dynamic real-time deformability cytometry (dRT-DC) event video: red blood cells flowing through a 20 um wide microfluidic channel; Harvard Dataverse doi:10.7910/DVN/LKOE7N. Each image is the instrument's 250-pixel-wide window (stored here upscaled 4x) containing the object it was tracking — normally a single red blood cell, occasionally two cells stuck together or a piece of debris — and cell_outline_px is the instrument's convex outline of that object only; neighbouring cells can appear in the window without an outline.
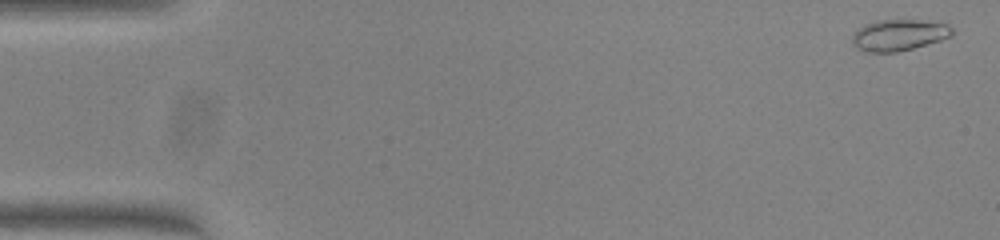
{"species": "common noctule bat (a hibernating species)", "species_latin": "Nyctalus noctula", "temperature_condition": "warm", "stored_images_in_passage": 50, "camera_frame_rate_fps": 3000, "um_per_image_px": 0.085, "animal": {"sex": "female", "body_mass_g": 23.0, "forearm_length_mm": 53.4}, "frame": {"image": 1, "passage_image": 1, "time_ms": 0.0, "image_size_px": [1000, 240], "cell_outline_px": [[952, 36], [940, 40], [912, 48], [896, 52], [864, 52], [856, 48], [852, 44], [852, 36], [864, 24], [876, 20], [928, 20], [948, 24], [952, 28]], "centroid_in_image_um": [76.4, 2.97], "position_along_channel_um": 8.6, "area_um2": 18.26}}
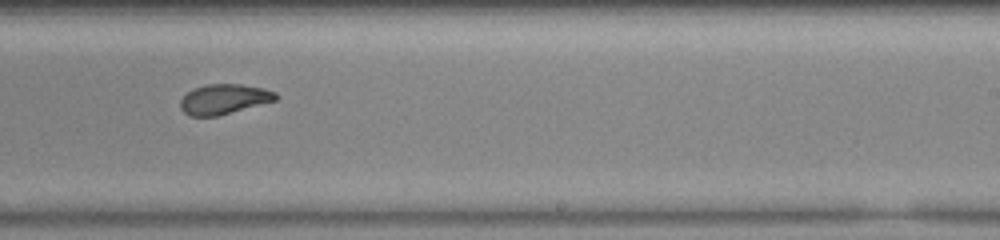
{"frame": {"image": 2, "passage_image": 31, "time_ms": 10.0, "image_size_px": [1000, 240], "cell_outline_px": [[276, 100], [216, 116], [188, 116], [180, 108], [180, 100], [192, 88], [208, 84], [244, 84], [264, 88], [276, 92]], "centroid_in_image_um": [19.01, 8.41], "position_along_channel_um": 270.0, "area_um2": 16.59}}
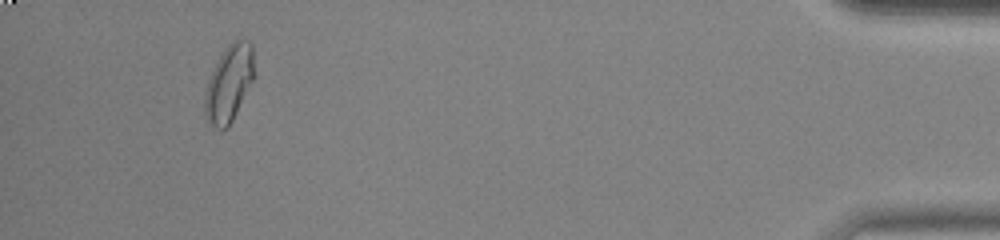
{"frame": {"image": 3, "passage_image": 47, "time_ms": 15.333, "image_size_px": [1000, 240], "cell_outline_px": [[252, 80], [228, 128], [216, 128], [208, 120], [204, 112], [204, 92], [208, 80], [220, 56], [228, 44], [236, 40], [248, 40], [252, 44]], "centroid_in_image_um": [19.43, 7.1], "position_along_channel_um": 415.8, "area_um2": 21.27}, "authors_computed_cell_mechanics": {"area_um2": 17.9469, "velocity_mm_per_s": 4.0518, "shape_relaxation_time_tau1_ms": 8.6716, "shape_relaxation_time_tau2_ms": 1.4545, "deformation_change_tau1": 0.2436, "deformation_change_tau2": 0.0559}}